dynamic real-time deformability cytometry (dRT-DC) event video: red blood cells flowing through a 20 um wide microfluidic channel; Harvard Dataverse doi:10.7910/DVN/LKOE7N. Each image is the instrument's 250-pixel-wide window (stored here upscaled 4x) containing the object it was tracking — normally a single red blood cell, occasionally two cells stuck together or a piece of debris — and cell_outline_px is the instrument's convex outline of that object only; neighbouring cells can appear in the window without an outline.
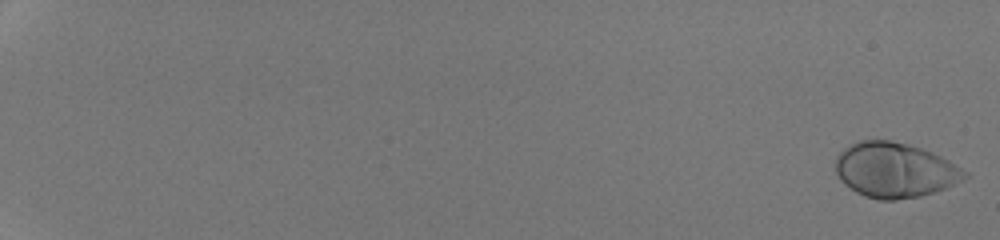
{"species": "human", "species_latin": "Homo sapiens", "temperature_condition": "room temperature", "stored_images_in_passage": 53, "camera_frame_rate_fps": 3000, "um_per_image_px": 0.085, "donor": {"sex": "male"}, "frame": {"image": 1, "passage_image": 1, "time_ms": 0.0, "image_size_px": [1000, 240], "cell_outline_px": [[968, 176], [936, 192], [920, 196], [896, 200], [880, 200], [864, 196], [856, 192], [844, 184], [840, 180], [836, 172], [836, 156], [844, 148], [860, 140], [888, 140], [908, 144], [932, 152], [948, 160], [968, 172]], "centroid_in_image_um": [76.03, 14.46], "position_along_channel_um": 9.0, "area_um2": 41.21}}
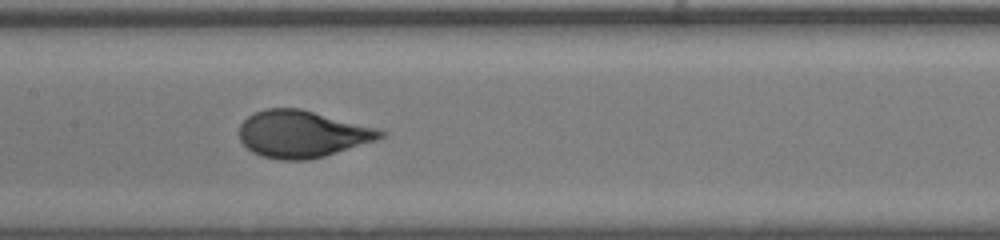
{"frame": {"image": 2, "passage_image": 31, "time_ms": 10.0, "image_size_px": [1000, 240], "cell_outline_px": [[388, 132], [384, 136], [376, 140], [324, 156], [308, 160], [280, 160], [260, 156], [252, 152], [240, 140], [240, 124], [248, 116], [256, 112], [268, 108], [300, 108], [376, 128]], "centroid_in_image_um": [25.67, 11.4], "position_along_channel_um": 181.7, "area_um2": 38.38}}
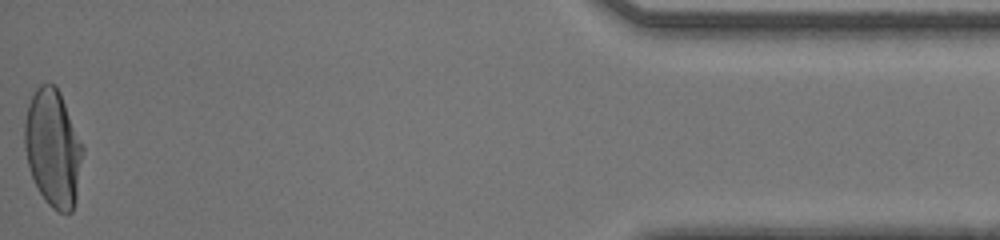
{"frame": {"image": 3, "passage_image": 53, "time_ms": 17.333, "image_size_px": [1000, 240], "cell_outline_px": [[84, 148], [76, 196], [72, 212], [60, 212], [52, 208], [44, 200], [28, 168], [24, 148], [24, 120], [28, 104], [36, 88], [40, 84], [56, 84], [60, 92], [84, 144]], "centroid_in_image_um": [4.5, 12.56], "position_along_channel_um": 430.7, "area_um2": 40.0}, "authors_computed_cell_mechanics": {"area_um2": 38.4948, "velocity_mm_per_s": 4.2726, "shape_relaxation_time_tau1_ms": 2.9648, "shape_relaxation_time_tau2_ms": null, "deformation_change_tau1": 0.1916, "deformation_change_tau2": null}}